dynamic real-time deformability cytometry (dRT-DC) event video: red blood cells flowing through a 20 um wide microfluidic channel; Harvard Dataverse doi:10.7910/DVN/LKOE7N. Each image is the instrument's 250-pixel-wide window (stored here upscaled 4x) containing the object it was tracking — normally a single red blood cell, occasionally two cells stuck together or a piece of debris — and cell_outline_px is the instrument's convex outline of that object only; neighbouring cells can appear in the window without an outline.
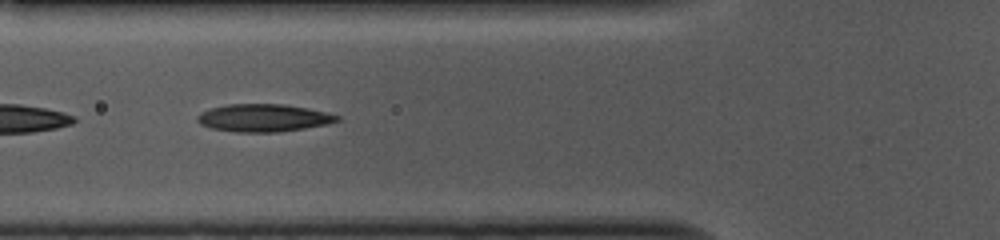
{"species": "common noctule bat (a hibernating species)", "species_latin": "Nyctalus noctula", "temperature_condition": "cold", "stored_images_in_passage": 17, "camera_frame_rate_fps": 3000, "um_per_image_px": 0.085, "animal": {"sex": "female", "body_mass_g": 10.0, "forearm_length_mm": 53.1}, "frame": {"image": 1, "passage_image": 10, "time_ms": 3.0, "image_size_px": [1000, 240], "cell_outline_px": [[340, 120], [328, 124], [280, 132], [236, 132], [212, 128], [200, 124], [196, 120], [196, 116], [200, 112], [208, 108], [228, 104], [284, 104], [308, 108], [328, 112], [340, 116]], "centroid_in_image_um": [22.39, 10.01], "position_along_channel_um": 103.4, "area_um2": 22.72}}